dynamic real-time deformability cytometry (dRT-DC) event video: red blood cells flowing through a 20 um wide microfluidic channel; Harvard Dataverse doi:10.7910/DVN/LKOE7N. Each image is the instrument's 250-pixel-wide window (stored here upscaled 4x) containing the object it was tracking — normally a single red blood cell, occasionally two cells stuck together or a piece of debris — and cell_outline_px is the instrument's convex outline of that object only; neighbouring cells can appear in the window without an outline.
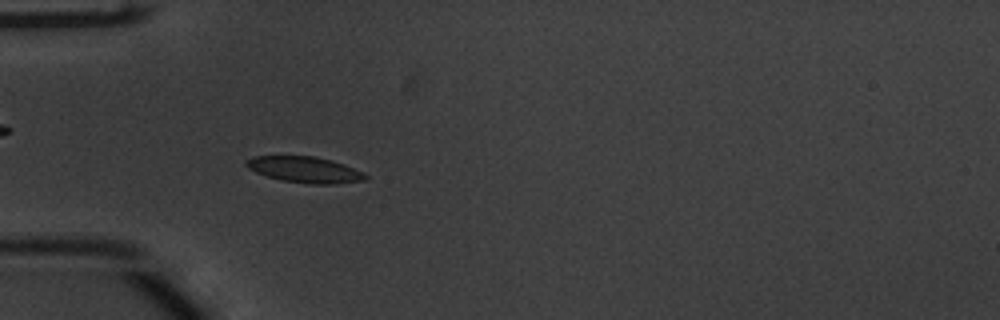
{"species": "common noctule bat (a hibernating species)", "species_latin": "Nyctalus noctula", "temperature_condition": "warm", "stored_images_in_passage": 54, "camera_frame_rate_fps": 3000, "um_per_image_px": 0.085, "animal": {"sex": "male", "body_mass_g": 20.1, "forearm_length_mm": 53.5}, "frame": {"image": 1, "passage_image": 17, "time_ms": 5.333, "image_size_px": [1000, 320], "cell_outline_px": [[368, 176], [364, 180], [336, 184], [308, 184], [280, 180], [256, 172], [248, 168], [244, 164], [244, 160], [252, 156], [316, 156], [332, 160], [344, 164], [364, 172]], "centroid_in_image_um": [25.9, 14.41], "position_along_channel_um": 59.1, "area_um2": 18.26}}
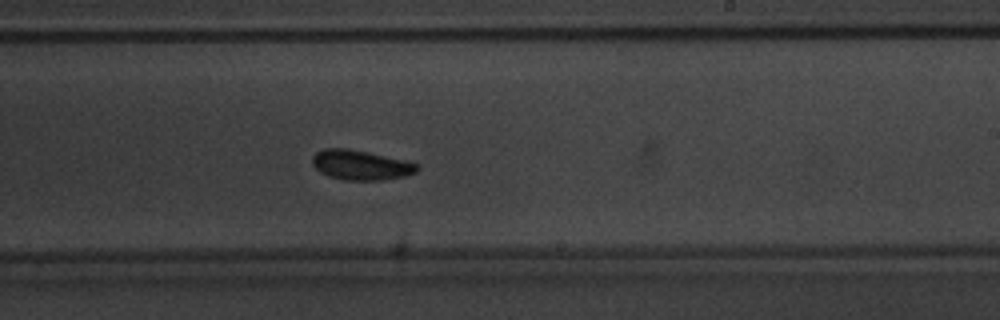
{"frame": {"image": 2, "passage_image": 33, "time_ms": 10.667, "image_size_px": [1000, 320], "cell_outline_px": [[420, 168], [416, 172], [404, 176], [384, 180], [344, 180], [328, 176], [320, 172], [312, 164], [312, 156], [316, 152], [324, 148], [348, 148], [368, 152], [404, 160], [420, 164]], "centroid_in_image_um": [30.66, 14.02], "position_along_channel_um": 258.3, "area_um2": 18.32}}
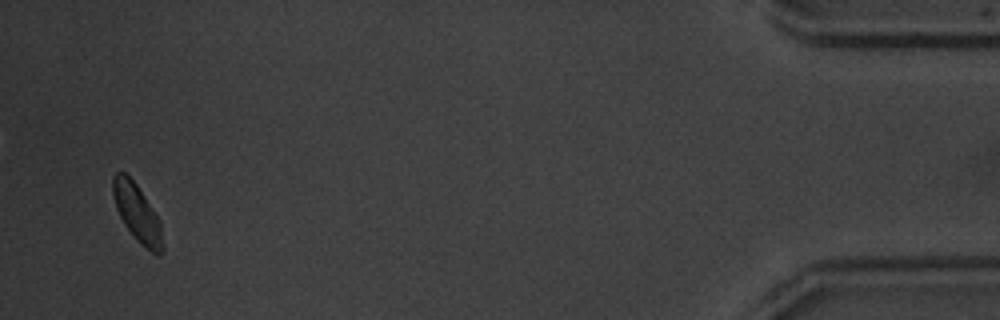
{"frame": {"image": 3, "passage_image": 52, "time_ms": 17.0, "image_size_px": [1000, 320], "cell_outline_px": [[164, 252], [160, 256], [152, 252], [140, 244], [124, 224], [116, 208], [112, 192], [112, 176], [116, 172], [124, 172], [136, 184], [160, 220], [164, 248]], "centroid_in_image_um": [11.67, 18.14], "position_along_channel_um": 423.5, "area_um2": 16.65}, "authors_computed_cell_mechanics": {"area_um2": 17.4845, "velocity_mm_per_s": 3.8228, "shape_relaxation_time_tau1_ms": 2.004, "shape_relaxation_time_tau2_ms": 3.5882, "deformation_change_tau1": 0.0779, "deformation_change_tau2": 0.0689}}